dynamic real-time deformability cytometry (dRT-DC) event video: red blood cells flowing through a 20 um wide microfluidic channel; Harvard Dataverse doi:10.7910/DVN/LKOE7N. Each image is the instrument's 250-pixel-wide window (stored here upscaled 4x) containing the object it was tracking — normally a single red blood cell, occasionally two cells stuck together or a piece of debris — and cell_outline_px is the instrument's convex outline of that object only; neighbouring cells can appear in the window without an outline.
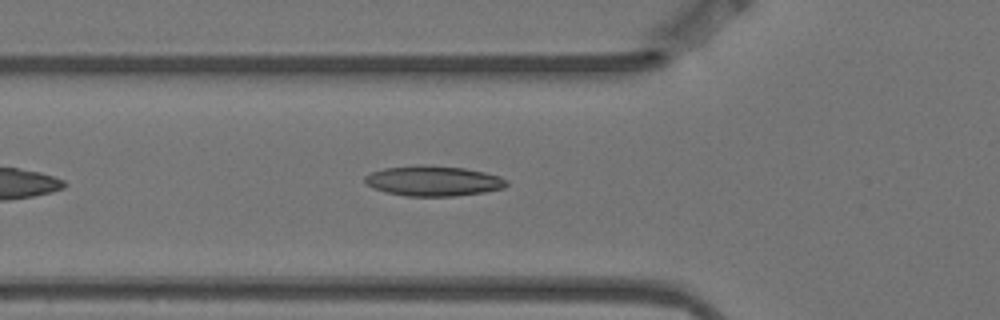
{"species": "Egyptian fruit bat (a non-hibernating species)", "species_latin": "Rousettus aegyptiacus", "temperature_condition": "warm", "stored_images_in_passage": 3, "camera_frame_rate_fps": 3000, "um_per_image_px": 0.085, "animal": {"sex": "female"}, "frame": {"image": 1, "passage_image": 2, "time_ms": 0.333, "image_size_px": [1000, 320], "cell_outline_px": [[508, 184], [504, 188], [484, 192], [456, 196], [404, 196], [372, 188], [364, 184], [364, 176], [372, 172], [384, 168], [416, 164], [420, 164], [464, 168], [484, 172], [500, 176], [508, 180]], "centroid_in_image_um": [36.82, 15.37], "position_along_channel_um": 89.0, "area_um2": 25.2}}